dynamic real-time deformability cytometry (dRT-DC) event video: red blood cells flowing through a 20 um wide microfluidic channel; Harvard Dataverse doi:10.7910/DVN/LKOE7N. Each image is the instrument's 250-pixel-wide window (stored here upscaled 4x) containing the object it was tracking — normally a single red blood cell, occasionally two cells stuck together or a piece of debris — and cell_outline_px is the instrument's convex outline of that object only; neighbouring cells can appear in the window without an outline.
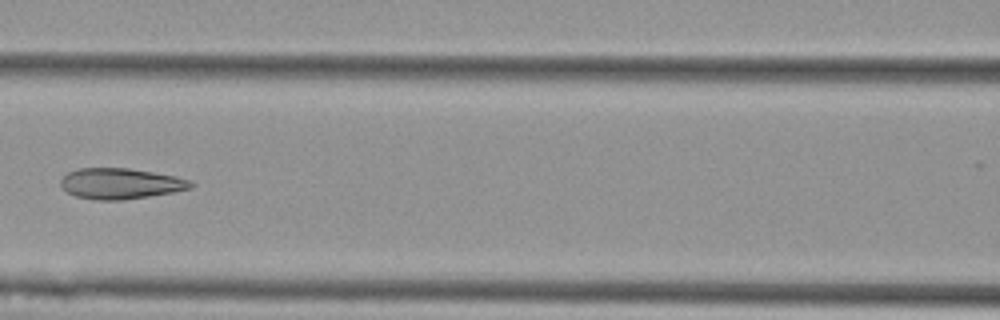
{"species": "Egyptian fruit bat (a non-hibernating species)", "species_latin": "Rousettus aegyptiacus", "temperature_condition": "cold", "stored_images_in_passage": 8, "camera_frame_rate_fps": 3000, "um_per_image_px": 0.085, "animal": {"sex": "female"}, "frame": {"image": 1, "passage_image": 6, "time_ms": 1.667, "image_size_px": [1000, 320], "cell_outline_px": [[196, 184], [192, 188], [172, 192], [148, 196], [120, 200], [96, 200], [76, 196], [68, 192], [60, 184], [60, 180], [68, 172], [80, 168], [128, 168], [176, 176], [188, 180]], "centroid_in_image_um": [10.25, 15.6], "position_along_channel_um": 156.3, "area_um2": 23.12}}
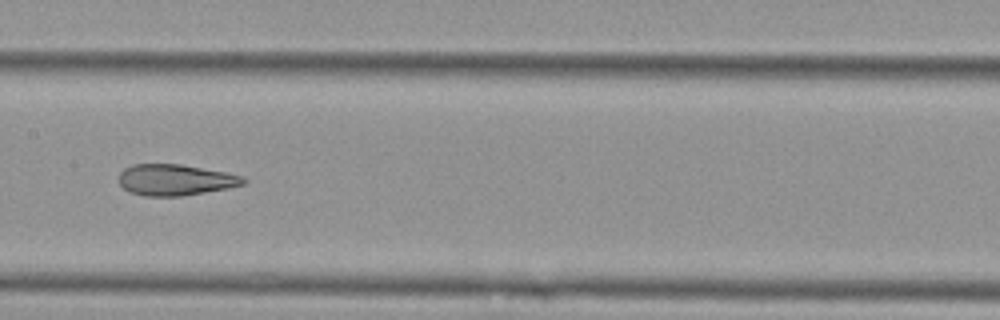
{"frame": {"image": 2, "passage_image": 7, "time_ms": 2.0, "image_size_px": [1000, 320], "cell_outline_px": [[248, 180], [244, 184], [228, 188], [180, 196], [144, 196], [128, 192], [120, 184], [120, 172], [124, 168], [132, 164], [180, 164], [224, 172], [244, 176]], "centroid_in_image_um": [14.89, 15.29], "position_along_channel_um": 192.5, "area_um2": 22.54}}
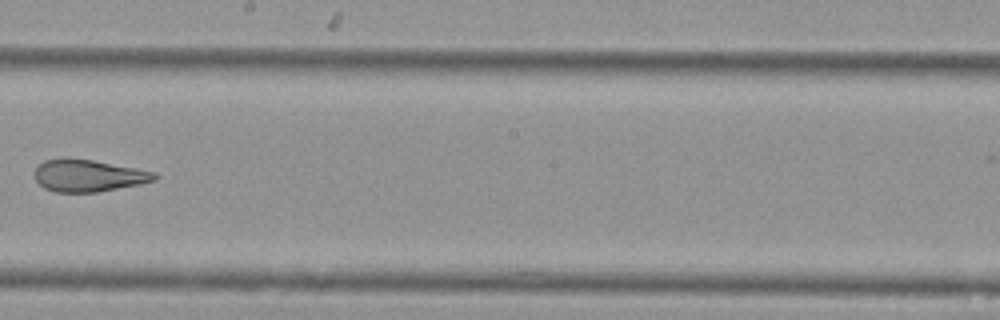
{"frame": {"image": 3, "passage_image": 8, "time_ms": 2.333, "image_size_px": [1000, 320], "cell_outline_px": [[160, 176], [156, 180], [140, 184], [96, 192], [56, 192], [44, 188], [36, 180], [36, 168], [44, 160], [64, 156], [92, 160], [156, 172]], "centroid_in_image_um": [7.51, 14.91], "position_along_channel_um": 240.7, "area_um2": 22.48}}